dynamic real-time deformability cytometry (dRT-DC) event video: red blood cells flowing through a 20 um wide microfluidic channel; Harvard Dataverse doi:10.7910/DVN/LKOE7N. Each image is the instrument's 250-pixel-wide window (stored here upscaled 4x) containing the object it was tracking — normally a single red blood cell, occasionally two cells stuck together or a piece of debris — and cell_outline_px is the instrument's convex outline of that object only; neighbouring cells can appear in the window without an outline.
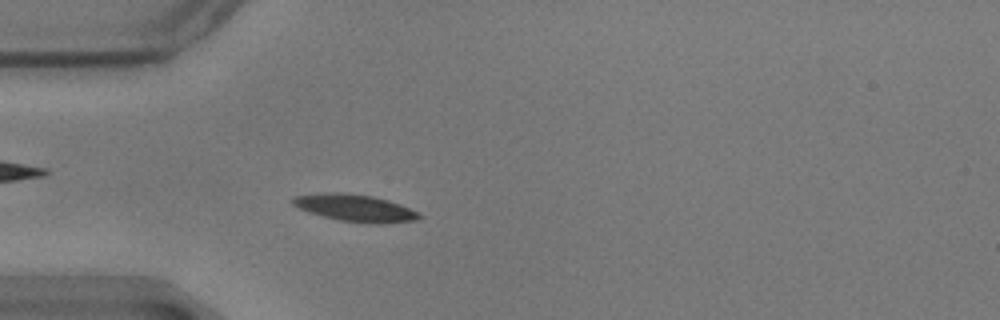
{"species": "common noctule bat (a hibernating species)", "species_latin": "Nyctalus noctula", "temperature_condition": "warm", "stored_images_in_passage": 40, "camera_frame_rate_fps": 3000, "um_per_image_px": 0.085, "animal": {"sex": "male", "body_mass_g": 17.9}, "frame": {"image": 1, "passage_image": 14, "time_ms": 4.333, "image_size_px": [1000, 320], "cell_outline_px": [[424, 216], [416, 220], [384, 224], [376, 224], [340, 220], [308, 212], [292, 204], [292, 200], [296, 196], [324, 192], [340, 192], [372, 196], [388, 200], [400, 204], [420, 212]], "centroid_in_image_um": [30.24, 17.68], "position_along_channel_um": 54.8, "area_um2": 19.94}}
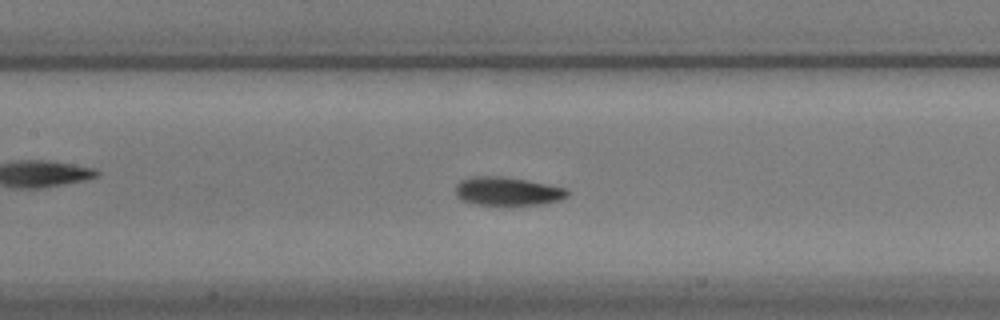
{"frame": {"image": 2, "passage_image": 24, "time_ms": 7.667, "image_size_px": [1000, 320], "cell_outline_px": [[568, 196], [560, 200], [544, 204], [504, 208], [480, 204], [460, 200], [456, 196], [456, 184], [460, 180], [472, 176], [504, 176], [568, 188]], "centroid_in_image_um": [43.14, 16.3], "position_along_channel_um": 164.3, "area_um2": 19.42}}
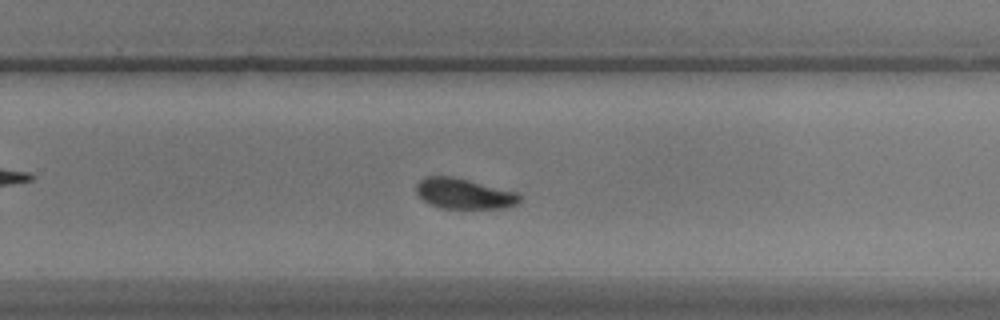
{"frame": {"image": 3, "passage_image": 35, "time_ms": 11.333, "image_size_px": [1000, 320], "cell_outline_px": [[520, 200], [516, 204], [504, 208], [440, 208], [428, 204], [416, 192], [416, 184], [424, 176], [452, 176], [516, 192], [520, 196]], "centroid_in_image_um": [39.4, 16.46], "position_along_channel_um": 290.4, "area_um2": 18.21}}